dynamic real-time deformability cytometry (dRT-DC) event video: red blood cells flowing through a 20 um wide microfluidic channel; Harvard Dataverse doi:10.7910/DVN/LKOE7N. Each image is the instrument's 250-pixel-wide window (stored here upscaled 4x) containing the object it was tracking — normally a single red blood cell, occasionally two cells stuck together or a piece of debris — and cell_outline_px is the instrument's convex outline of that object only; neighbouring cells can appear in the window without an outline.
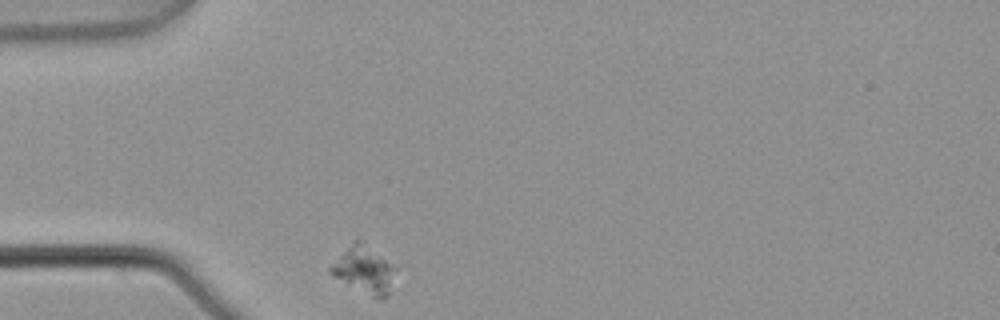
{"species": "common noctule bat (a hibernating species)", "species_latin": "Nyctalus noctula", "temperature_condition": "warm", "stored_images_in_passage": 2, "camera_frame_rate_fps": 3000, "um_per_image_px": 0.085, "animal": {"sex": "male", "body_mass_g": 21.5, "forearm_length_mm": 52.0}, "frame": {"image": 1, "passage_image": 1, "time_ms": 0.0, "image_size_px": [1000, 320], "cell_outline_px": [[396, 268], [388, 296], [380, 300], [376, 300], [332, 276], [328, 272], [328, 268], [352, 240], [356, 236], [360, 236], [396, 264]], "centroid_in_image_um": [30.98, 22.87], "position_along_channel_um": 54.0, "area_um2": 18.9}}